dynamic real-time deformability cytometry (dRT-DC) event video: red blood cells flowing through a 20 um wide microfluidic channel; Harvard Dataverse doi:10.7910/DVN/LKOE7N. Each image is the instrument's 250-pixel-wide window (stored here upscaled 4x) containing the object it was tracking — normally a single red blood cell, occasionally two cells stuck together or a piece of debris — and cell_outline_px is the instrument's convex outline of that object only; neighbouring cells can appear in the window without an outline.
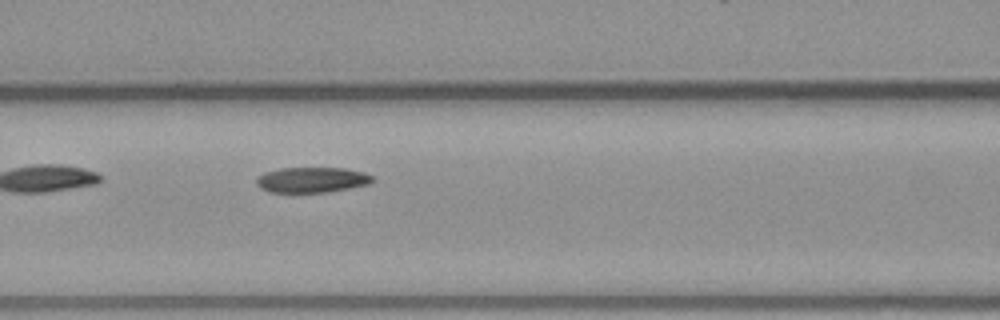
{"species": "common noctule bat (a hibernating species)", "species_latin": "Nyctalus noctula", "temperature_condition": "warm", "stored_images_in_passage": 7, "camera_frame_rate_fps": 3000, "um_per_image_px": 0.085, "animal": {"sex": "male", "body_mass_g": 23.1, "forearm_length_mm": 52.7}, "frame": {"image": 1, "passage_image": 7, "time_ms": 8.667, "image_size_px": [1000, 320], "cell_outline_px": [[376, 180], [368, 184], [328, 192], [268, 192], [260, 188], [256, 184], [256, 176], [264, 172], [280, 168], [344, 168], [364, 172], [372, 176]], "centroid_in_image_um": [26.48, 15.28], "position_along_channel_um": 140.1, "area_um2": 17.28}}